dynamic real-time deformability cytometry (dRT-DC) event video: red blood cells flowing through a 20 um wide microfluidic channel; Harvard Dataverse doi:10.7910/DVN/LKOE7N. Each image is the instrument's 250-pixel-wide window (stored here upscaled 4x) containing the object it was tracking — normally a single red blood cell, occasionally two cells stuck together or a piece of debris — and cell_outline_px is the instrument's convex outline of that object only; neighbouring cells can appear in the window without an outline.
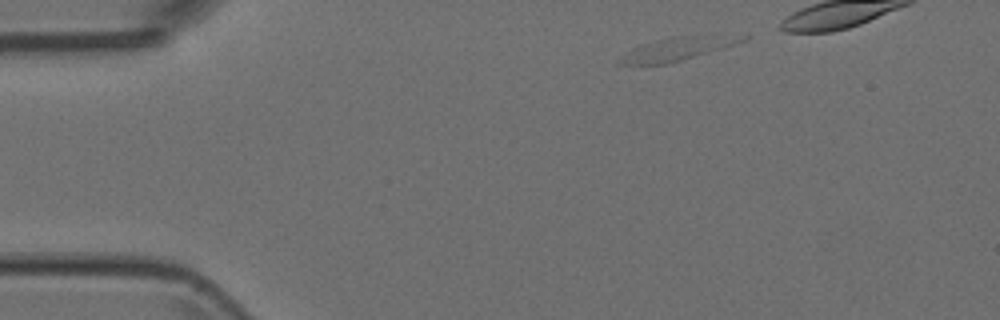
{"species": "Egyptian fruit bat (a non-hibernating species)", "species_latin": "Rousettus aegyptiacus", "temperature_condition": "room temperature", "stored_images_in_passage": 9, "camera_frame_rate_fps": 3000, "um_per_image_px": 0.085, "animal": {"sex": "female"}, "frame": {"image": 1, "passage_image": 1, "time_ms": 0.0, "image_size_px": [1000, 320], "cell_outline_px": [[752, 36], [748, 40], [724, 48], [668, 64], [616, 64], [616, 60], [636, 48], [652, 40], [672, 36]], "centroid_in_image_um": [57.6, 4.16], "position_along_channel_um": 27.4, "area_um2": 16.24}}
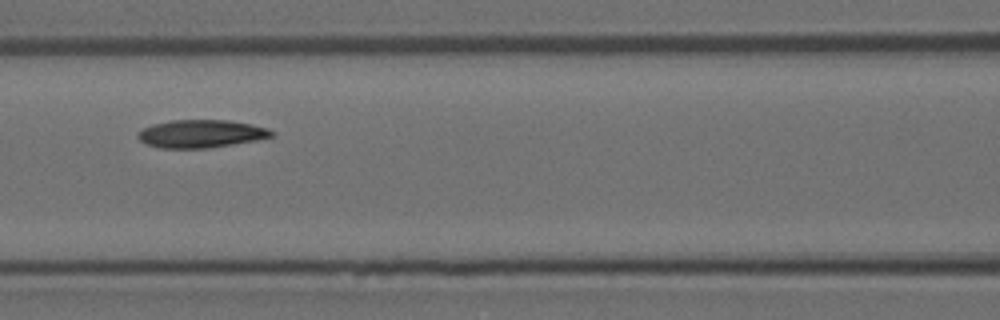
{"frame": {"image": 2, "passage_image": 6, "time_ms": 1.667, "image_size_px": [1000, 320], "cell_outline_px": [[276, 132], [272, 136], [256, 140], [232, 144], [204, 148], [160, 148], [148, 144], [140, 140], [136, 136], [136, 132], [152, 124], [172, 120], [228, 120], [268, 128]], "centroid_in_image_um": [17.06, 11.36], "position_along_channel_um": 149.5, "area_um2": 21.56}}
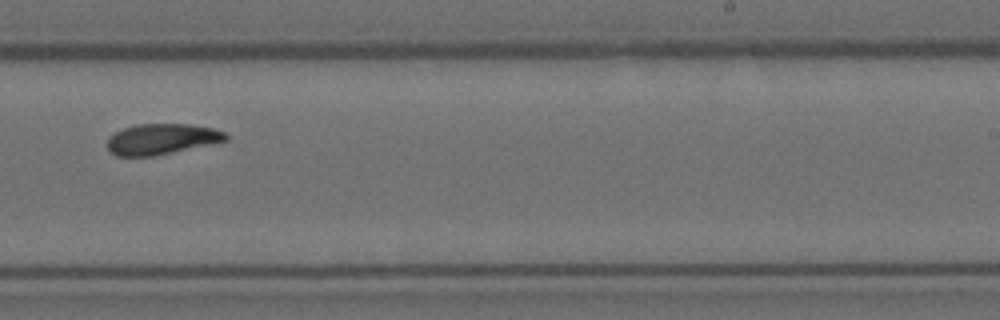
{"frame": {"image": 3, "passage_image": 9, "time_ms": 2.667, "image_size_px": [1000, 320], "cell_outline_px": [[228, 140], [152, 156], [116, 156], [108, 152], [108, 136], [124, 128], [136, 124], [192, 124], [212, 128], [224, 132], [228, 136]], "centroid_in_image_um": [13.7, 11.81], "position_along_channel_um": 275.3, "area_um2": 21.04}}